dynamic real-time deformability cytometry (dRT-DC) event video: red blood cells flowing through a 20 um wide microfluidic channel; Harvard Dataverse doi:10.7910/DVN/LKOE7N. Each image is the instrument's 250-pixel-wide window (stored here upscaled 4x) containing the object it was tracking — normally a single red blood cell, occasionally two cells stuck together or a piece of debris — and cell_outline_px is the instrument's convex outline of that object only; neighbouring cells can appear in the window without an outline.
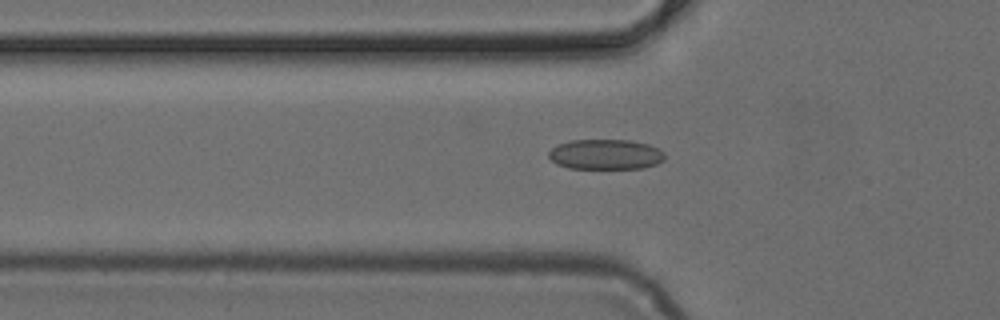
{"species": "common noctule bat (a hibernating species)", "species_latin": "Nyctalus noctula", "temperature_condition": "cold", "stored_images_in_passage": 46, "camera_frame_rate_fps": 3000, "um_per_image_px": 0.085, "animal": {"sex": "female", "body_mass_g": 24.6, "forearm_length_mm": 56.2}, "frame": {"image": 1, "passage_image": 17, "time_ms": 5.333, "image_size_px": [1000, 320], "cell_outline_px": [[664, 160], [656, 164], [644, 168], [568, 168], [556, 164], [548, 156], [548, 152], [556, 144], [568, 140], [632, 140], [648, 144], [664, 152]], "centroid_in_image_um": [51.44, 13.11], "position_along_channel_um": 74.4, "area_um2": 20.52}}
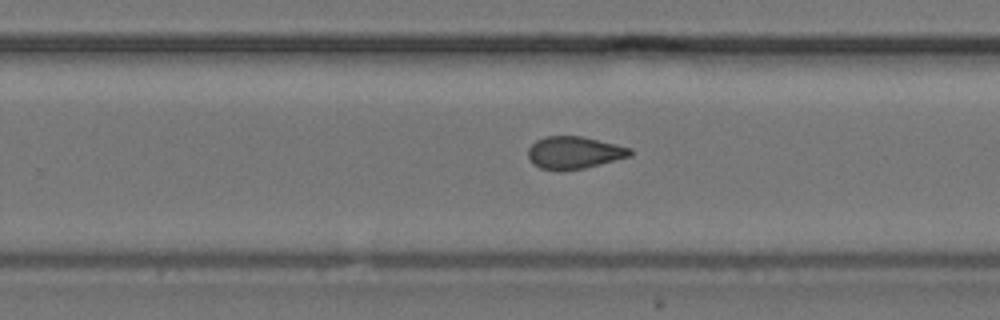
{"frame": {"image": 2, "passage_image": 32, "time_ms": 10.333, "image_size_px": [1000, 320], "cell_outline_px": [[632, 156], [584, 168], [560, 172], [540, 168], [532, 164], [528, 156], [528, 148], [536, 140], [544, 136], [580, 136], [632, 148]], "centroid_in_image_um": [48.77, 12.99], "position_along_channel_um": 281.0, "area_um2": 19.42}}
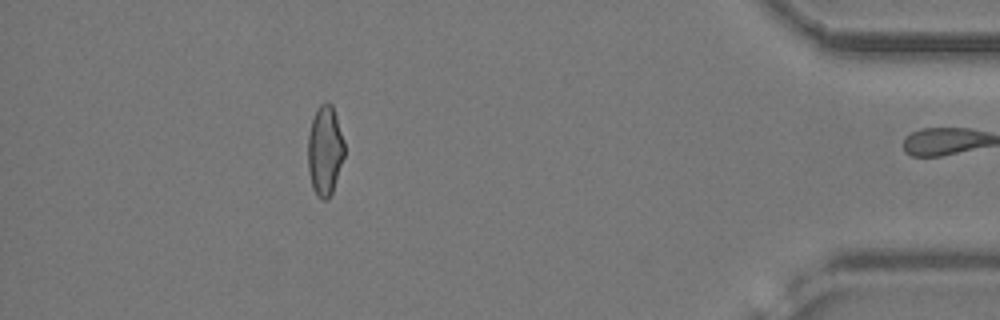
{"frame": {"image": 3, "passage_image": 45, "time_ms": 14.667, "image_size_px": [1000, 320], "cell_outline_px": [[344, 156], [332, 192], [328, 200], [320, 200], [316, 196], [312, 188], [308, 172], [308, 136], [312, 120], [316, 108], [324, 100], [328, 100], [332, 104], [344, 140]], "centroid_in_image_um": [27.6, 12.79], "position_along_channel_um": 407.6, "area_um2": 19.36}}